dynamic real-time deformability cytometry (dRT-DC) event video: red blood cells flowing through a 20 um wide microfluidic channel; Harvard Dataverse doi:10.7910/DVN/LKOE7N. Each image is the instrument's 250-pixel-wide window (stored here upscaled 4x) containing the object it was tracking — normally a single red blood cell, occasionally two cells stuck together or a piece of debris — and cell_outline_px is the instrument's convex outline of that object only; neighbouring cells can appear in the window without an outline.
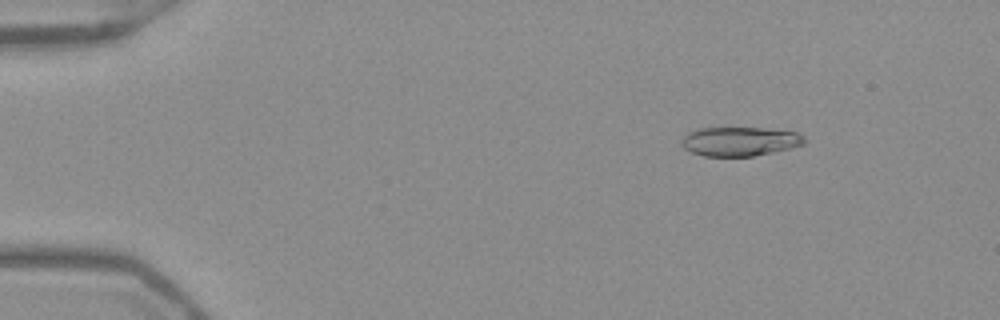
{"species": "Egyptian fruit bat (a non-hibernating species)", "species_latin": "Rousettus aegyptiacus", "temperature_condition": "warm", "stored_images_in_passage": 52, "camera_frame_rate_fps": 3000, "um_per_image_px": 0.085, "frame": {"image": 1, "passage_image": 7, "time_ms": 2.0, "image_size_px": [1000, 320], "cell_outline_px": [[808, 140], [804, 144], [772, 152], [752, 156], [704, 156], [692, 152], [684, 148], [680, 144], [680, 140], [688, 132], [696, 128], [764, 128], [796, 132], [804, 136]], "centroid_in_image_um": [62.86, 12.01], "position_along_channel_um": 22.1, "area_um2": 20.87}}
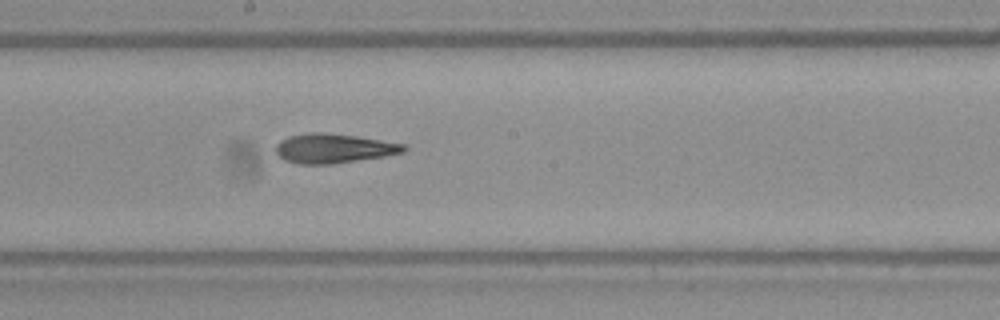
{"frame": {"image": 2, "passage_image": 29, "time_ms": 9.333, "image_size_px": [1000, 320], "cell_outline_px": [[408, 148], [404, 152], [384, 156], [332, 164], [300, 164], [284, 160], [276, 152], [276, 144], [280, 140], [288, 136], [308, 132], [320, 132], [356, 136], [404, 144]], "centroid_in_image_um": [28.33, 12.61], "position_along_channel_um": 219.9, "area_um2": 21.85}}
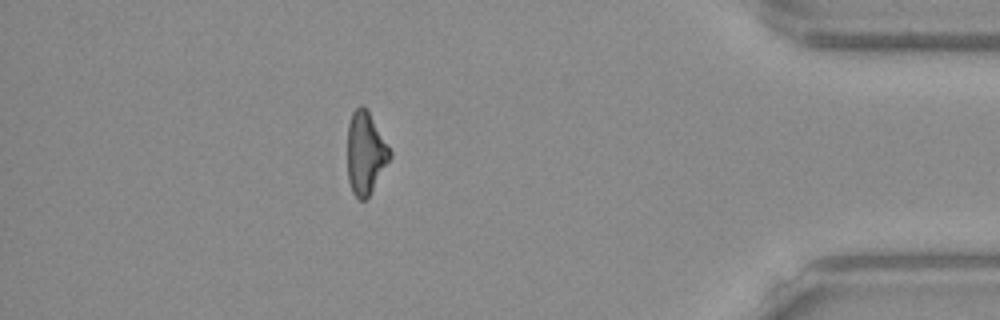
{"frame": {"image": 3, "passage_image": 46, "time_ms": 15.0, "image_size_px": [1000, 320], "cell_outline_px": [[392, 156], [368, 200], [360, 200], [352, 192], [348, 180], [348, 124], [352, 112], [360, 104], [364, 104], [392, 152]], "centroid_in_image_um": [31.07, 13.04], "position_along_channel_um": 404.1, "area_um2": 20.58}, "authors_computed_cell_mechanics": {"area_um2": 21.5016, "velocity_mm_per_s": 3.9643, "shape_relaxation_time_tau1_ms": 7.9131, "shape_relaxation_time_tau2_ms": 2.9599, "deformation_change_tau1": 0.2478, "deformation_change_tau2": 0.1396}}